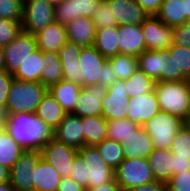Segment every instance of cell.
<instances>
[{"instance_id": "61", "label": "cell", "mask_w": 190, "mask_h": 191, "mask_svg": "<svg viewBox=\"0 0 190 191\" xmlns=\"http://www.w3.org/2000/svg\"><path fill=\"white\" fill-rule=\"evenodd\" d=\"M184 125L190 131V116L184 121Z\"/></svg>"}, {"instance_id": "14", "label": "cell", "mask_w": 190, "mask_h": 191, "mask_svg": "<svg viewBox=\"0 0 190 191\" xmlns=\"http://www.w3.org/2000/svg\"><path fill=\"white\" fill-rule=\"evenodd\" d=\"M102 0H63L54 6L55 21L66 26L74 19L85 16L93 18Z\"/></svg>"}, {"instance_id": "37", "label": "cell", "mask_w": 190, "mask_h": 191, "mask_svg": "<svg viewBox=\"0 0 190 191\" xmlns=\"http://www.w3.org/2000/svg\"><path fill=\"white\" fill-rule=\"evenodd\" d=\"M96 147L106 163L114 170L125 159L120 142L106 138Z\"/></svg>"}, {"instance_id": "16", "label": "cell", "mask_w": 190, "mask_h": 191, "mask_svg": "<svg viewBox=\"0 0 190 191\" xmlns=\"http://www.w3.org/2000/svg\"><path fill=\"white\" fill-rule=\"evenodd\" d=\"M127 105V119L138 126H143L145 122L161 111L154 91L130 98Z\"/></svg>"}, {"instance_id": "50", "label": "cell", "mask_w": 190, "mask_h": 191, "mask_svg": "<svg viewBox=\"0 0 190 191\" xmlns=\"http://www.w3.org/2000/svg\"><path fill=\"white\" fill-rule=\"evenodd\" d=\"M57 191H86V189L69 176L61 178Z\"/></svg>"}, {"instance_id": "10", "label": "cell", "mask_w": 190, "mask_h": 191, "mask_svg": "<svg viewBox=\"0 0 190 191\" xmlns=\"http://www.w3.org/2000/svg\"><path fill=\"white\" fill-rule=\"evenodd\" d=\"M78 153L88 166L89 188L115 179V170L106 163L96 146H84L78 149Z\"/></svg>"}, {"instance_id": "55", "label": "cell", "mask_w": 190, "mask_h": 191, "mask_svg": "<svg viewBox=\"0 0 190 191\" xmlns=\"http://www.w3.org/2000/svg\"><path fill=\"white\" fill-rule=\"evenodd\" d=\"M9 117L8 109L6 107H0V131L7 129Z\"/></svg>"}, {"instance_id": "3", "label": "cell", "mask_w": 190, "mask_h": 191, "mask_svg": "<svg viewBox=\"0 0 190 191\" xmlns=\"http://www.w3.org/2000/svg\"><path fill=\"white\" fill-rule=\"evenodd\" d=\"M48 88L40 82H27L14 79L7 97L9 115L18 113H36L39 103Z\"/></svg>"}, {"instance_id": "23", "label": "cell", "mask_w": 190, "mask_h": 191, "mask_svg": "<svg viewBox=\"0 0 190 191\" xmlns=\"http://www.w3.org/2000/svg\"><path fill=\"white\" fill-rule=\"evenodd\" d=\"M81 46L74 42L67 41L64 47L57 52L62 64L64 80L71 81L81 85V70L79 54Z\"/></svg>"}, {"instance_id": "15", "label": "cell", "mask_w": 190, "mask_h": 191, "mask_svg": "<svg viewBox=\"0 0 190 191\" xmlns=\"http://www.w3.org/2000/svg\"><path fill=\"white\" fill-rule=\"evenodd\" d=\"M106 94L107 88L99 84L82 87L72 113L79 117L102 116V99Z\"/></svg>"}, {"instance_id": "22", "label": "cell", "mask_w": 190, "mask_h": 191, "mask_svg": "<svg viewBox=\"0 0 190 191\" xmlns=\"http://www.w3.org/2000/svg\"><path fill=\"white\" fill-rule=\"evenodd\" d=\"M65 27L68 41L74 42L81 47L93 46L96 27L91 17H78Z\"/></svg>"}, {"instance_id": "26", "label": "cell", "mask_w": 190, "mask_h": 191, "mask_svg": "<svg viewBox=\"0 0 190 191\" xmlns=\"http://www.w3.org/2000/svg\"><path fill=\"white\" fill-rule=\"evenodd\" d=\"M138 69L155 82L164 81L165 50H145L138 57Z\"/></svg>"}, {"instance_id": "57", "label": "cell", "mask_w": 190, "mask_h": 191, "mask_svg": "<svg viewBox=\"0 0 190 191\" xmlns=\"http://www.w3.org/2000/svg\"><path fill=\"white\" fill-rule=\"evenodd\" d=\"M185 8V22L190 20V0H183Z\"/></svg>"}, {"instance_id": "39", "label": "cell", "mask_w": 190, "mask_h": 191, "mask_svg": "<svg viewBox=\"0 0 190 191\" xmlns=\"http://www.w3.org/2000/svg\"><path fill=\"white\" fill-rule=\"evenodd\" d=\"M137 127L129 119L107 120V138L121 143Z\"/></svg>"}, {"instance_id": "6", "label": "cell", "mask_w": 190, "mask_h": 191, "mask_svg": "<svg viewBox=\"0 0 190 191\" xmlns=\"http://www.w3.org/2000/svg\"><path fill=\"white\" fill-rule=\"evenodd\" d=\"M55 22L54 6L46 0H24L22 31L36 34Z\"/></svg>"}, {"instance_id": "33", "label": "cell", "mask_w": 190, "mask_h": 191, "mask_svg": "<svg viewBox=\"0 0 190 191\" xmlns=\"http://www.w3.org/2000/svg\"><path fill=\"white\" fill-rule=\"evenodd\" d=\"M156 16L170 27L183 24L185 22L183 0H164Z\"/></svg>"}, {"instance_id": "43", "label": "cell", "mask_w": 190, "mask_h": 191, "mask_svg": "<svg viewBox=\"0 0 190 191\" xmlns=\"http://www.w3.org/2000/svg\"><path fill=\"white\" fill-rule=\"evenodd\" d=\"M92 19L96 29L117 26L116 19H113L112 9H110V5L106 0L100 2L97 14Z\"/></svg>"}, {"instance_id": "45", "label": "cell", "mask_w": 190, "mask_h": 191, "mask_svg": "<svg viewBox=\"0 0 190 191\" xmlns=\"http://www.w3.org/2000/svg\"><path fill=\"white\" fill-rule=\"evenodd\" d=\"M173 45L190 48V20L172 27Z\"/></svg>"}, {"instance_id": "32", "label": "cell", "mask_w": 190, "mask_h": 191, "mask_svg": "<svg viewBox=\"0 0 190 191\" xmlns=\"http://www.w3.org/2000/svg\"><path fill=\"white\" fill-rule=\"evenodd\" d=\"M24 151L7 130L0 131V165L11 169Z\"/></svg>"}, {"instance_id": "58", "label": "cell", "mask_w": 190, "mask_h": 191, "mask_svg": "<svg viewBox=\"0 0 190 191\" xmlns=\"http://www.w3.org/2000/svg\"><path fill=\"white\" fill-rule=\"evenodd\" d=\"M0 191H15L10 181L0 183Z\"/></svg>"}, {"instance_id": "31", "label": "cell", "mask_w": 190, "mask_h": 191, "mask_svg": "<svg viewBox=\"0 0 190 191\" xmlns=\"http://www.w3.org/2000/svg\"><path fill=\"white\" fill-rule=\"evenodd\" d=\"M93 46L106 58L119 54L118 26L96 29Z\"/></svg>"}, {"instance_id": "27", "label": "cell", "mask_w": 190, "mask_h": 191, "mask_svg": "<svg viewBox=\"0 0 190 191\" xmlns=\"http://www.w3.org/2000/svg\"><path fill=\"white\" fill-rule=\"evenodd\" d=\"M62 176L41 158L34 170V191H57Z\"/></svg>"}, {"instance_id": "11", "label": "cell", "mask_w": 190, "mask_h": 191, "mask_svg": "<svg viewBox=\"0 0 190 191\" xmlns=\"http://www.w3.org/2000/svg\"><path fill=\"white\" fill-rule=\"evenodd\" d=\"M141 28L147 50L164 51L173 45L172 27L167 26L156 15L149 16Z\"/></svg>"}, {"instance_id": "34", "label": "cell", "mask_w": 190, "mask_h": 191, "mask_svg": "<svg viewBox=\"0 0 190 191\" xmlns=\"http://www.w3.org/2000/svg\"><path fill=\"white\" fill-rule=\"evenodd\" d=\"M44 68L40 76V83L48 89L64 79L62 64L57 53L44 52Z\"/></svg>"}, {"instance_id": "40", "label": "cell", "mask_w": 190, "mask_h": 191, "mask_svg": "<svg viewBox=\"0 0 190 191\" xmlns=\"http://www.w3.org/2000/svg\"><path fill=\"white\" fill-rule=\"evenodd\" d=\"M170 150L177 157L190 158V131L185 125L175 135Z\"/></svg>"}, {"instance_id": "1", "label": "cell", "mask_w": 190, "mask_h": 191, "mask_svg": "<svg viewBox=\"0 0 190 191\" xmlns=\"http://www.w3.org/2000/svg\"><path fill=\"white\" fill-rule=\"evenodd\" d=\"M25 150L40 151L53 137L51 129L35 113H18L9 117L6 129Z\"/></svg>"}, {"instance_id": "24", "label": "cell", "mask_w": 190, "mask_h": 191, "mask_svg": "<svg viewBox=\"0 0 190 191\" xmlns=\"http://www.w3.org/2000/svg\"><path fill=\"white\" fill-rule=\"evenodd\" d=\"M35 114L53 132L63 120L66 112L48 90L39 103Z\"/></svg>"}, {"instance_id": "28", "label": "cell", "mask_w": 190, "mask_h": 191, "mask_svg": "<svg viewBox=\"0 0 190 191\" xmlns=\"http://www.w3.org/2000/svg\"><path fill=\"white\" fill-rule=\"evenodd\" d=\"M156 181L167 182L173 175V154L170 149H154L148 156Z\"/></svg>"}, {"instance_id": "54", "label": "cell", "mask_w": 190, "mask_h": 191, "mask_svg": "<svg viewBox=\"0 0 190 191\" xmlns=\"http://www.w3.org/2000/svg\"><path fill=\"white\" fill-rule=\"evenodd\" d=\"M86 191H122V189L114 179L113 181L106 184L97 187L87 188Z\"/></svg>"}, {"instance_id": "51", "label": "cell", "mask_w": 190, "mask_h": 191, "mask_svg": "<svg viewBox=\"0 0 190 191\" xmlns=\"http://www.w3.org/2000/svg\"><path fill=\"white\" fill-rule=\"evenodd\" d=\"M148 14L156 15L164 0H135Z\"/></svg>"}, {"instance_id": "13", "label": "cell", "mask_w": 190, "mask_h": 191, "mask_svg": "<svg viewBox=\"0 0 190 191\" xmlns=\"http://www.w3.org/2000/svg\"><path fill=\"white\" fill-rule=\"evenodd\" d=\"M125 86V80H117L107 88V94L102 99V116L106 120L127 119L130 97Z\"/></svg>"}, {"instance_id": "7", "label": "cell", "mask_w": 190, "mask_h": 191, "mask_svg": "<svg viewBox=\"0 0 190 191\" xmlns=\"http://www.w3.org/2000/svg\"><path fill=\"white\" fill-rule=\"evenodd\" d=\"M40 151L25 150L10 169V183L15 191H34V170L41 159Z\"/></svg>"}, {"instance_id": "60", "label": "cell", "mask_w": 190, "mask_h": 191, "mask_svg": "<svg viewBox=\"0 0 190 191\" xmlns=\"http://www.w3.org/2000/svg\"><path fill=\"white\" fill-rule=\"evenodd\" d=\"M47 2H49L51 5L55 6V5H59L63 0H46Z\"/></svg>"}, {"instance_id": "19", "label": "cell", "mask_w": 190, "mask_h": 191, "mask_svg": "<svg viewBox=\"0 0 190 191\" xmlns=\"http://www.w3.org/2000/svg\"><path fill=\"white\" fill-rule=\"evenodd\" d=\"M121 146L125 159L148 158L155 149L153 141L144 126H138L131 132L127 138L122 140Z\"/></svg>"}, {"instance_id": "42", "label": "cell", "mask_w": 190, "mask_h": 191, "mask_svg": "<svg viewBox=\"0 0 190 191\" xmlns=\"http://www.w3.org/2000/svg\"><path fill=\"white\" fill-rule=\"evenodd\" d=\"M24 0H0V18L22 22Z\"/></svg>"}, {"instance_id": "12", "label": "cell", "mask_w": 190, "mask_h": 191, "mask_svg": "<svg viewBox=\"0 0 190 191\" xmlns=\"http://www.w3.org/2000/svg\"><path fill=\"white\" fill-rule=\"evenodd\" d=\"M81 86L99 84L103 86V66L107 58L102 56L94 46L82 47L79 54Z\"/></svg>"}, {"instance_id": "18", "label": "cell", "mask_w": 190, "mask_h": 191, "mask_svg": "<svg viewBox=\"0 0 190 191\" xmlns=\"http://www.w3.org/2000/svg\"><path fill=\"white\" fill-rule=\"evenodd\" d=\"M119 25H142L149 14L135 0H106Z\"/></svg>"}, {"instance_id": "49", "label": "cell", "mask_w": 190, "mask_h": 191, "mask_svg": "<svg viewBox=\"0 0 190 191\" xmlns=\"http://www.w3.org/2000/svg\"><path fill=\"white\" fill-rule=\"evenodd\" d=\"M190 171V158L173 155V175Z\"/></svg>"}, {"instance_id": "48", "label": "cell", "mask_w": 190, "mask_h": 191, "mask_svg": "<svg viewBox=\"0 0 190 191\" xmlns=\"http://www.w3.org/2000/svg\"><path fill=\"white\" fill-rule=\"evenodd\" d=\"M164 81H176V64L174 56L170 55L169 50H165Z\"/></svg>"}, {"instance_id": "35", "label": "cell", "mask_w": 190, "mask_h": 191, "mask_svg": "<svg viewBox=\"0 0 190 191\" xmlns=\"http://www.w3.org/2000/svg\"><path fill=\"white\" fill-rule=\"evenodd\" d=\"M112 70L118 80H127L138 70V60L136 56L117 54L107 58Z\"/></svg>"}, {"instance_id": "41", "label": "cell", "mask_w": 190, "mask_h": 191, "mask_svg": "<svg viewBox=\"0 0 190 191\" xmlns=\"http://www.w3.org/2000/svg\"><path fill=\"white\" fill-rule=\"evenodd\" d=\"M22 32L19 21L0 18V46L4 47L13 41Z\"/></svg>"}, {"instance_id": "9", "label": "cell", "mask_w": 190, "mask_h": 191, "mask_svg": "<svg viewBox=\"0 0 190 191\" xmlns=\"http://www.w3.org/2000/svg\"><path fill=\"white\" fill-rule=\"evenodd\" d=\"M37 49L33 34L22 31L13 41L3 47L5 70L14 75L19 66Z\"/></svg>"}, {"instance_id": "8", "label": "cell", "mask_w": 190, "mask_h": 191, "mask_svg": "<svg viewBox=\"0 0 190 191\" xmlns=\"http://www.w3.org/2000/svg\"><path fill=\"white\" fill-rule=\"evenodd\" d=\"M40 153L62 177H69L78 150L52 137L41 147Z\"/></svg>"}, {"instance_id": "36", "label": "cell", "mask_w": 190, "mask_h": 191, "mask_svg": "<svg viewBox=\"0 0 190 191\" xmlns=\"http://www.w3.org/2000/svg\"><path fill=\"white\" fill-rule=\"evenodd\" d=\"M155 83L152 78L138 69L130 78L125 80V87L128 96L133 98L154 91Z\"/></svg>"}, {"instance_id": "59", "label": "cell", "mask_w": 190, "mask_h": 191, "mask_svg": "<svg viewBox=\"0 0 190 191\" xmlns=\"http://www.w3.org/2000/svg\"><path fill=\"white\" fill-rule=\"evenodd\" d=\"M5 70V57L3 47L0 46V71Z\"/></svg>"}, {"instance_id": "21", "label": "cell", "mask_w": 190, "mask_h": 191, "mask_svg": "<svg viewBox=\"0 0 190 191\" xmlns=\"http://www.w3.org/2000/svg\"><path fill=\"white\" fill-rule=\"evenodd\" d=\"M34 36L37 48L43 53H57L68 41L66 27L56 21L34 34Z\"/></svg>"}, {"instance_id": "46", "label": "cell", "mask_w": 190, "mask_h": 191, "mask_svg": "<svg viewBox=\"0 0 190 191\" xmlns=\"http://www.w3.org/2000/svg\"><path fill=\"white\" fill-rule=\"evenodd\" d=\"M166 183L168 191H190V171L172 175Z\"/></svg>"}, {"instance_id": "53", "label": "cell", "mask_w": 190, "mask_h": 191, "mask_svg": "<svg viewBox=\"0 0 190 191\" xmlns=\"http://www.w3.org/2000/svg\"><path fill=\"white\" fill-rule=\"evenodd\" d=\"M103 86L108 88L113 83H115L118 79L109 62L107 61L103 66Z\"/></svg>"}, {"instance_id": "20", "label": "cell", "mask_w": 190, "mask_h": 191, "mask_svg": "<svg viewBox=\"0 0 190 191\" xmlns=\"http://www.w3.org/2000/svg\"><path fill=\"white\" fill-rule=\"evenodd\" d=\"M119 54L138 57L146 49L141 25L118 26Z\"/></svg>"}, {"instance_id": "47", "label": "cell", "mask_w": 190, "mask_h": 191, "mask_svg": "<svg viewBox=\"0 0 190 191\" xmlns=\"http://www.w3.org/2000/svg\"><path fill=\"white\" fill-rule=\"evenodd\" d=\"M14 80L6 70L0 71V107H6L10 86Z\"/></svg>"}, {"instance_id": "17", "label": "cell", "mask_w": 190, "mask_h": 191, "mask_svg": "<svg viewBox=\"0 0 190 191\" xmlns=\"http://www.w3.org/2000/svg\"><path fill=\"white\" fill-rule=\"evenodd\" d=\"M53 138L77 150L84 147L82 117L66 113L59 126L53 131Z\"/></svg>"}, {"instance_id": "38", "label": "cell", "mask_w": 190, "mask_h": 191, "mask_svg": "<svg viewBox=\"0 0 190 191\" xmlns=\"http://www.w3.org/2000/svg\"><path fill=\"white\" fill-rule=\"evenodd\" d=\"M170 55L174 56L176 64V81L190 79V48L172 45L169 49Z\"/></svg>"}, {"instance_id": "29", "label": "cell", "mask_w": 190, "mask_h": 191, "mask_svg": "<svg viewBox=\"0 0 190 191\" xmlns=\"http://www.w3.org/2000/svg\"><path fill=\"white\" fill-rule=\"evenodd\" d=\"M84 146H96L107 138V120L103 116L82 117Z\"/></svg>"}, {"instance_id": "2", "label": "cell", "mask_w": 190, "mask_h": 191, "mask_svg": "<svg viewBox=\"0 0 190 191\" xmlns=\"http://www.w3.org/2000/svg\"><path fill=\"white\" fill-rule=\"evenodd\" d=\"M154 92L160 110L186 120L190 116V79L185 81H157Z\"/></svg>"}, {"instance_id": "52", "label": "cell", "mask_w": 190, "mask_h": 191, "mask_svg": "<svg viewBox=\"0 0 190 191\" xmlns=\"http://www.w3.org/2000/svg\"><path fill=\"white\" fill-rule=\"evenodd\" d=\"M129 191H168V186L166 182L154 181L148 184L139 185Z\"/></svg>"}, {"instance_id": "44", "label": "cell", "mask_w": 190, "mask_h": 191, "mask_svg": "<svg viewBox=\"0 0 190 191\" xmlns=\"http://www.w3.org/2000/svg\"><path fill=\"white\" fill-rule=\"evenodd\" d=\"M70 177L83 188H89L88 166L79 153L74 158Z\"/></svg>"}, {"instance_id": "30", "label": "cell", "mask_w": 190, "mask_h": 191, "mask_svg": "<svg viewBox=\"0 0 190 191\" xmlns=\"http://www.w3.org/2000/svg\"><path fill=\"white\" fill-rule=\"evenodd\" d=\"M44 53L38 48L19 66L14 79L27 82H40L42 69L44 68Z\"/></svg>"}, {"instance_id": "4", "label": "cell", "mask_w": 190, "mask_h": 191, "mask_svg": "<svg viewBox=\"0 0 190 191\" xmlns=\"http://www.w3.org/2000/svg\"><path fill=\"white\" fill-rule=\"evenodd\" d=\"M115 180L122 191L156 181L147 158L124 159L115 169Z\"/></svg>"}, {"instance_id": "5", "label": "cell", "mask_w": 190, "mask_h": 191, "mask_svg": "<svg viewBox=\"0 0 190 191\" xmlns=\"http://www.w3.org/2000/svg\"><path fill=\"white\" fill-rule=\"evenodd\" d=\"M155 149H170L177 132L184 126V120L167 112H158L144 123Z\"/></svg>"}, {"instance_id": "56", "label": "cell", "mask_w": 190, "mask_h": 191, "mask_svg": "<svg viewBox=\"0 0 190 191\" xmlns=\"http://www.w3.org/2000/svg\"><path fill=\"white\" fill-rule=\"evenodd\" d=\"M10 181V168L0 165V183Z\"/></svg>"}, {"instance_id": "25", "label": "cell", "mask_w": 190, "mask_h": 191, "mask_svg": "<svg viewBox=\"0 0 190 191\" xmlns=\"http://www.w3.org/2000/svg\"><path fill=\"white\" fill-rule=\"evenodd\" d=\"M82 86L67 80L52 85L48 90L66 113H72L76 107Z\"/></svg>"}]
</instances>
